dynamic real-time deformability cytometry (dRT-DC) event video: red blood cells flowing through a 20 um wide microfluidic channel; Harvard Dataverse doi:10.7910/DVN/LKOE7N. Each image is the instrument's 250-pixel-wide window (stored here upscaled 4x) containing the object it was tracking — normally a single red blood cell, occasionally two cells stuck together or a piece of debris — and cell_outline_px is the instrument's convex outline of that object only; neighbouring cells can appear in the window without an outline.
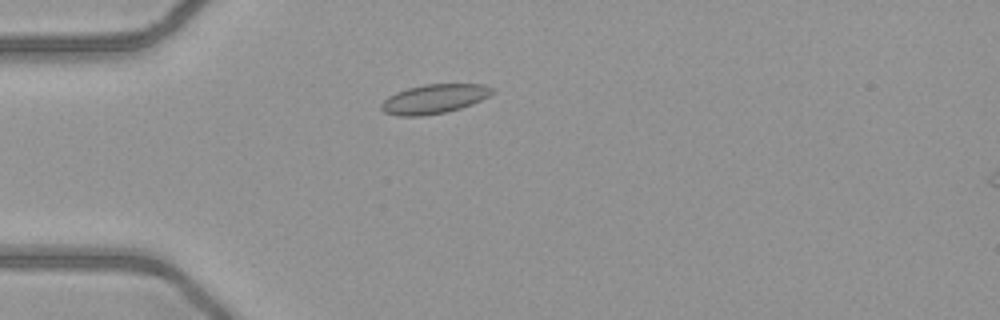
{"species": "common noctule bat (a hibernating species)", "species_latin": "Nyctalus noctula", "temperature_condition": "warm", "stored_images_in_passage": 48, "camera_frame_rate_fps": 3000, "um_per_image_px": 0.085, "animal": {"sex": "female", "body_mass_g": 21.9}, "frame": {"image": 1, "passage_image": 11, "time_ms": 3.333, "image_size_px": [1000, 320], "cell_outline_px": [[496, 92], [472, 104], [460, 108], [444, 112], [420, 116], [400, 116], [384, 112], [380, 108], [380, 104], [388, 96], [396, 92], [408, 88], [424, 84], [484, 84], [496, 88]], "centroid_in_image_um": [36.92, 8.39], "position_along_channel_um": 48.1, "area_um2": 18.96}}
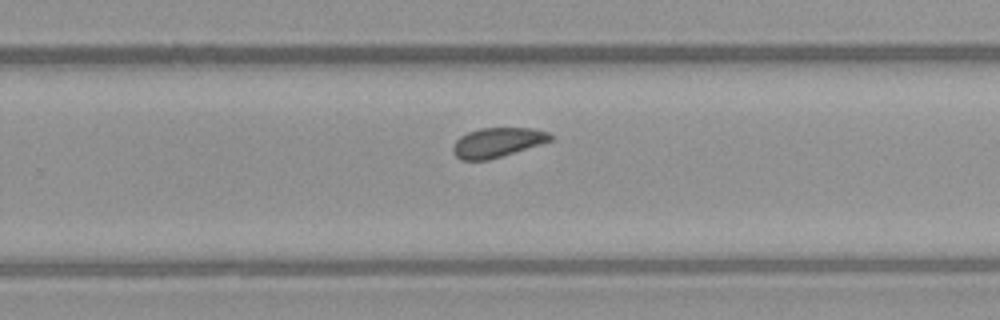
{"frame": {"image": 2, "passage_image": 30, "time_ms": 9.667, "image_size_px": [1000, 320], "cell_outline_px": [[552, 140], [540, 144], [488, 160], [460, 160], [452, 152], [452, 148], [456, 140], [460, 136], [468, 132], [480, 128], [532, 128], [548, 132], [552, 136]], "centroid_in_image_um": [42.24, 12.1], "position_along_channel_um": 287.6, "area_um2": 16.65}}
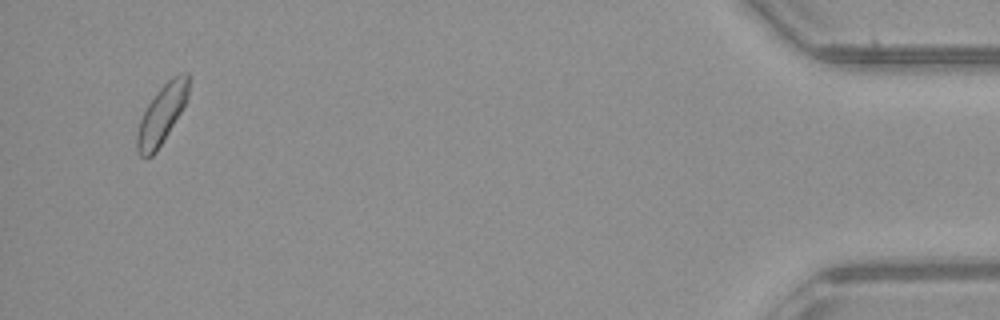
{"frame": {"image": 3, "passage_image": 46, "time_ms": 15.0, "image_size_px": [1000, 320], "cell_outline_px": [[188, 96], [180, 112], [156, 152], [152, 156], [144, 160], [140, 156], [136, 148], [136, 136], [140, 120], [148, 104], [156, 92], [172, 76], [180, 72], [188, 72]], "centroid_in_image_um": [13.72, 9.73], "position_along_channel_um": 421.5, "area_um2": 17.46}, "authors_computed_cell_mechanics": {"area_um2": 17.6579, "velocity_mm_per_s": 4.0386, "shape_relaxation_time_tau1_ms": 3.3999, "shape_relaxation_time_tau2_ms": 2.2865, "deformation_change_tau1": 0.0567, "deformation_change_tau2": 0.0518}}